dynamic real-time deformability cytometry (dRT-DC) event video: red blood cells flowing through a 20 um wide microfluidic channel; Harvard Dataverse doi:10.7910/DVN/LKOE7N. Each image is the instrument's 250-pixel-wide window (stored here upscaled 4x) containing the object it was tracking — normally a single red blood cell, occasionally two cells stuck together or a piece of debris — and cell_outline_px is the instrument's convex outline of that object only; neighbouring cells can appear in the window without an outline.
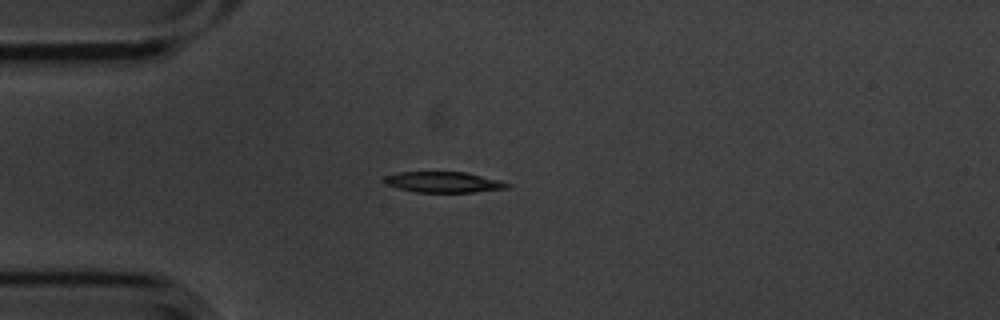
{"species": "common noctule bat (a hibernating species)", "species_latin": "Nyctalus noctula", "temperature_condition": "cold", "stored_images_in_passage": 14, "camera_frame_rate_fps": 3000, "um_per_image_px": 0.085, "animal": {"sex": "male", "body_mass_g": 20.1, "forearm_length_mm": 53.5}, "frame": {"image": 1, "passage_image": 3, "time_ms": 0.667, "image_size_px": [1000, 320], "cell_outline_px": [[512, 184], [508, 188], [476, 192], [416, 192], [384, 184], [380, 180], [384, 176], [396, 172], [468, 172], [500, 180]], "centroid_in_image_um": [37.68, 15.47], "position_along_channel_um": 47.3, "area_um2": 15.09}}
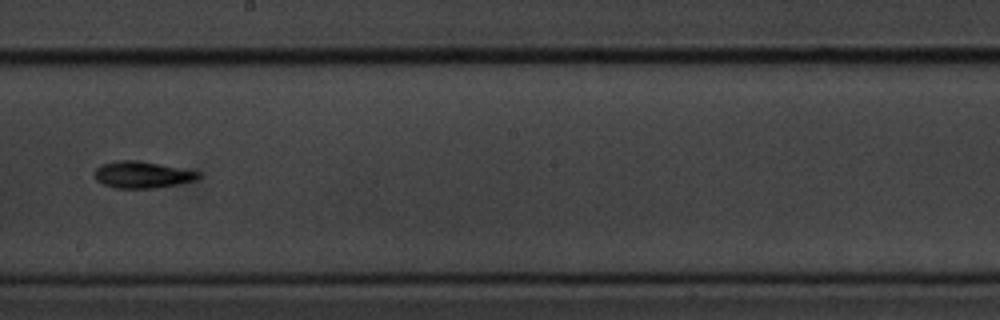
{"frame": {"image": 2, "passage_image": 8, "time_ms": 2.333, "image_size_px": [1000, 320], "cell_outline_px": [[200, 176], [196, 180], [180, 184], [156, 188], [116, 188], [104, 184], [96, 180], [96, 168], [100, 164], [116, 160], [140, 160], [200, 172]], "centroid_in_image_um": [12.1, 14.84], "position_along_channel_um": 236.1, "area_um2": 16.18}}
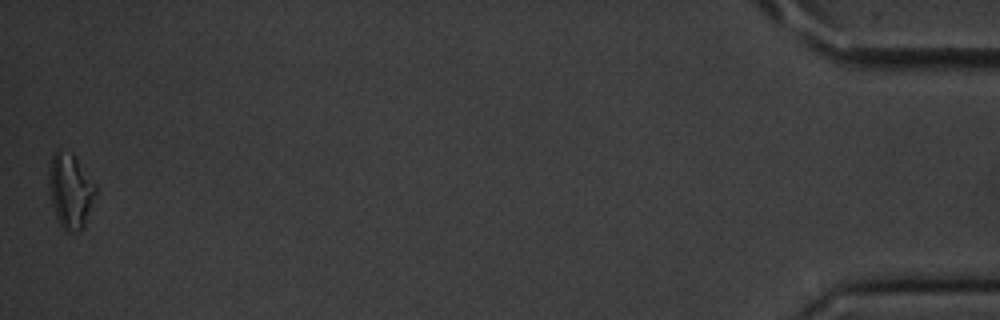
{"frame": {"image": 3, "passage_image": 14, "time_ms": 4.333, "image_size_px": [1000, 320], "cell_outline_px": [[96, 192], [84, 228], [80, 232], [64, 232], [56, 216], [52, 204], [48, 184], [48, 164], [52, 152], [72, 152], [96, 184]], "centroid_in_image_um": [5.97, 16.23], "position_along_channel_um": 429.2, "area_um2": 20.63}}